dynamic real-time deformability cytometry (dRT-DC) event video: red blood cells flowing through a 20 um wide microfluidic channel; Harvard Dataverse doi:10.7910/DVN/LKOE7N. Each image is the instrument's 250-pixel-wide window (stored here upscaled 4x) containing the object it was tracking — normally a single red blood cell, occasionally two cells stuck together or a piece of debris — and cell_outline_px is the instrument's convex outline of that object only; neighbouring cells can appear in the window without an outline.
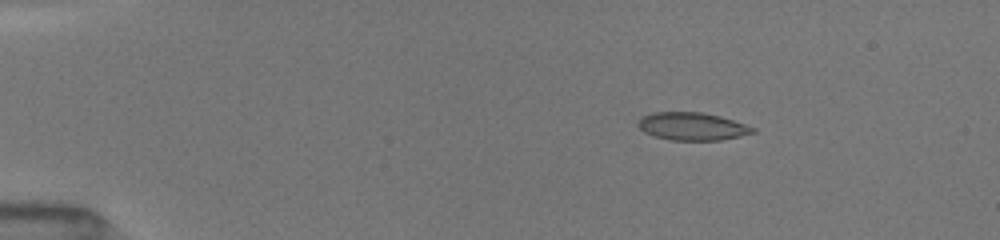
{"species": "common noctule bat (a hibernating species)", "species_latin": "Nyctalus noctula", "temperature_condition": "room temperature", "stored_images_in_passage": 34, "camera_frame_rate_fps": 3000, "um_per_image_px": 0.085, "animal": {"sex": "female", "body_mass_g": 19.5, "forearm_length_mm": 54.1}, "frame": {"image": 1, "passage_image": 5, "time_ms": 2.333, "image_size_px": [1000, 240], "cell_outline_px": [[756, 132], [740, 136], [720, 140], [672, 140], [656, 136], [644, 132], [636, 124], [640, 116], [652, 112], [704, 112], [720, 116], [756, 128]], "centroid_in_image_um": [58.81, 10.73], "position_along_channel_um": 26.2, "area_um2": 18.61}}
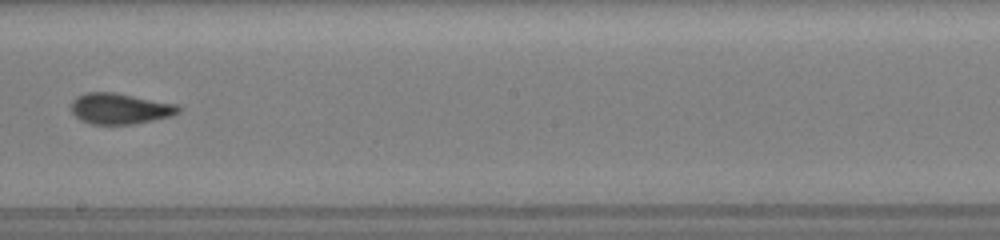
{"frame": {"image": 2, "passage_image": 17, "time_ms": 9.667, "image_size_px": [1000, 240], "cell_outline_px": [[180, 112], [172, 116], [132, 124], [92, 124], [80, 120], [72, 112], [72, 100], [76, 96], [88, 92], [112, 92], [176, 104], [180, 108]], "centroid_in_image_um": [10.18, 9.23], "position_along_channel_um": 238.0, "area_um2": 19.07}}
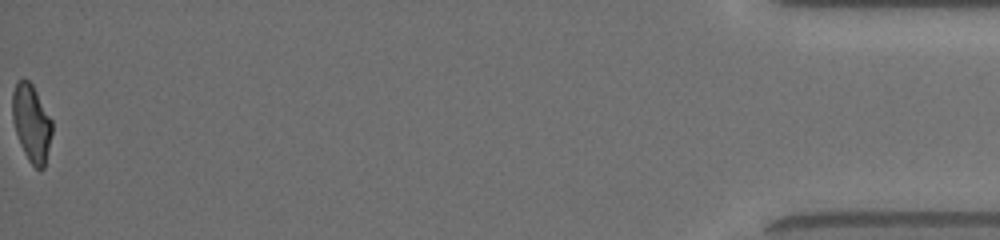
{"frame": {"image": 3, "passage_image": 34, "time_ms": 16.667, "image_size_px": [1000, 240], "cell_outline_px": [[52, 132], [44, 168], [40, 172], [28, 160], [20, 144], [12, 120], [12, 92], [16, 80], [28, 80], [32, 84], [52, 120]], "centroid_in_image_um": [2.66, 10.46], "position_along_channel_um": 432.5, "area_um2": 17.86}, "authors_computed_cell_mechanics": {"area_um2": 18.6694, "velocity_mm_per_s": 4.0701, "shape_relaxation_time_tau1_ms": 3.0492, "shape_relaxation_time_tau2_ms": 1.3503, "deformation_change_tau1": 0.1449, "deformation_change_tau2": 0.0756}}